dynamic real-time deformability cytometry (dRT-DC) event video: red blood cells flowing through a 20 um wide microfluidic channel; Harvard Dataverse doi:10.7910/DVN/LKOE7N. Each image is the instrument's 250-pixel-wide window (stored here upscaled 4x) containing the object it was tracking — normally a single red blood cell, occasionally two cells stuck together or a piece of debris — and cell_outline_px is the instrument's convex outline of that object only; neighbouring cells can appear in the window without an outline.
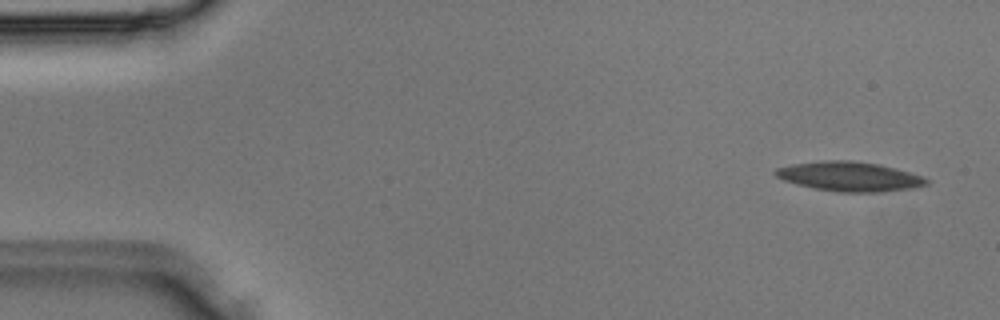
{"species": "Egyptian fruit bat (a non-hibernating species)", "species_latin": "Rousettus aegyptiacus", "temperature_condition": "room temperature", "stored_images_in_passage": 4, "segment_of_instrument_passage": [2, 2], "camera_frame_rate_fps": 3000, "um_per_image_px": 0.085, "animal": {"sex": "male"}, "frame": {"image": 1, "passage_image": 4, "time_ms": 1.0, "image_size_px": [1000, 320], "cell_outline_px": [[928, 184], [912, 188], [880, 192], [840, 192], [816, 188], [784, 180], [776, 176], [772, 172], [776, 168], [792, 164], [824, 160], [852, 160], [880, 164], [896, 168], [924, 176], [928, 180]], "centroid_in_image_um": [72.24, 14.99], "position_along_channel_um": 12.8, "area_um2": 25.89}}